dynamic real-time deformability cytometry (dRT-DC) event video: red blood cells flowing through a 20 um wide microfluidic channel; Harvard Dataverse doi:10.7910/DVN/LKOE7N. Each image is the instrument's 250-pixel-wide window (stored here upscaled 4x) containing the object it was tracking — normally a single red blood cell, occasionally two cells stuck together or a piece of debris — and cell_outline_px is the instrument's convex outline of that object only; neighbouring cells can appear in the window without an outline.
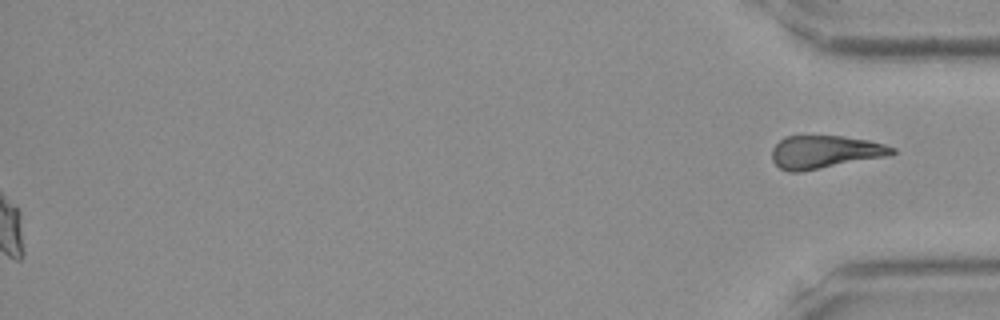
{"species": "Egyptian fruit bat (a non-hibernating species)", "species_latin": "Rousettus aegyptiacus", "temperature_condition": "room temperature", "stored_images_in_passage": 37, "segment_of_instrument_passage": [2, 2], "camera_frame_rate_fps": 3000, "um_per_image_px": 0.085, "frame": {"image": 1, "passage_image": 37, "time_ms": 12.0, "image_size_px": [1000, 320], "cell_outline_px": [[896, 152], [892, 156], [800, 172], [788, 172], [780, 168], [772, 160], [772, 148], [784, 136], [844, 136], [868, 140], [884, 144], [896, 148]], "centroid_in_image_um": [70.16, 12.92], "position_along_channel_um": 365.0, "area_um2": 23.41}}